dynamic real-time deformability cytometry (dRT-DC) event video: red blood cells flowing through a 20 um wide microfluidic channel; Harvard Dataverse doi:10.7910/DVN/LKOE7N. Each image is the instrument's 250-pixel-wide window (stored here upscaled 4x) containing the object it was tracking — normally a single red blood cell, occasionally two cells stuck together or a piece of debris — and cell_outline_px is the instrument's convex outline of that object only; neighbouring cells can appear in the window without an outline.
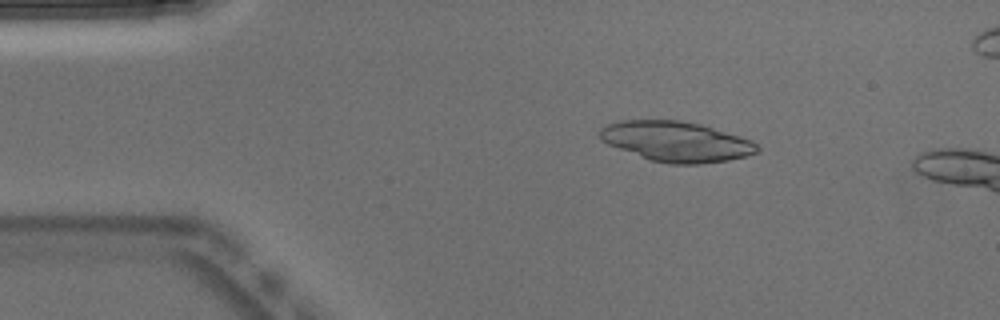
{"species": "Egyptian fruit bat (a non-hibernating species)", "species_latin": "Rousettus aegyptiacus", "temperature_condition": "warm", "stored_images_in_passage": 47, "camera_frame_rate_fps": 3000, "um_per_image_px": 0.085, "animal": {"sex": "male"}, "frame": {"image": 1, "passage_image": 8, "time_ms": 2.333, "image_size_px": [1000, 320], "cell_outline_px": [[760, 148], [756, 152], [744, 156], [728, 160], [700, 164], [672, 164], [652, 160], [608, 144], [600, 140], [600, 128], [608, 124], [620, 120], [680, 120], [700, 124], [740, 136], [752, 140]], "centroid_in_image_um": [57.48, 12.02], "position_along_channel_um": 27.5, "area_um2": 36.47}}